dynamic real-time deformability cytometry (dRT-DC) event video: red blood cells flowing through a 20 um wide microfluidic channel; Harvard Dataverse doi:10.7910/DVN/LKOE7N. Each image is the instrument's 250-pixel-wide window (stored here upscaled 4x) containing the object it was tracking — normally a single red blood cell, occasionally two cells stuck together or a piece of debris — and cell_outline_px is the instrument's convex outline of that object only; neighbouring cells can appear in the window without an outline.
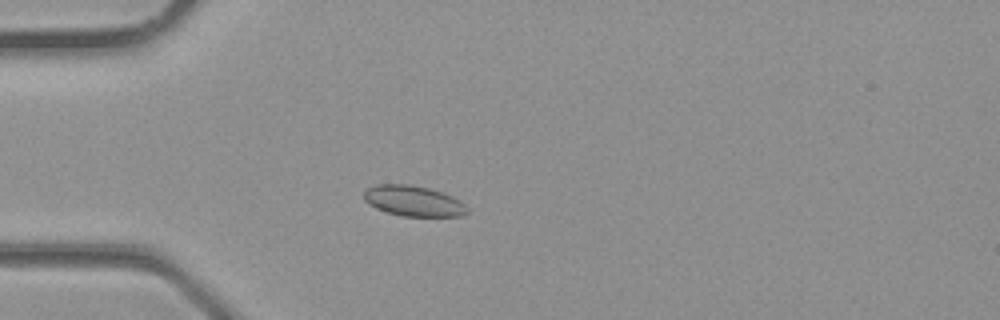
{"species": "common noctule bat (a hibernating species)", "species_latin": "Nyctalus noctula", "temperature_condition": "room temperature", "stored_images_in_passage": 2, "camera_frame_rate_fps": 3000, "um_per_image_px": 0.085, "animal": {"sex": "male", "body_mass_g": 23.1, "forearm_length_mm": 52.7}, "frame": {"image": 1, "passage_image": 2, "time_ms": 0.333, "image_size_px": [1000, 320], "cell_outline_px": [[468, 212], [460, 216], [404, 216], [388, 212], [376, 208], [368, 204], [364, 200], [364, 192], [368, 188], [376, 184], [408, 184], [428, 188], [440, 192], [464, 204], [468, 208]], "centroid_in_image_um": [35.09, 17.08], "position_along_channel_um": 49.9, "area_um2": 18.03}}